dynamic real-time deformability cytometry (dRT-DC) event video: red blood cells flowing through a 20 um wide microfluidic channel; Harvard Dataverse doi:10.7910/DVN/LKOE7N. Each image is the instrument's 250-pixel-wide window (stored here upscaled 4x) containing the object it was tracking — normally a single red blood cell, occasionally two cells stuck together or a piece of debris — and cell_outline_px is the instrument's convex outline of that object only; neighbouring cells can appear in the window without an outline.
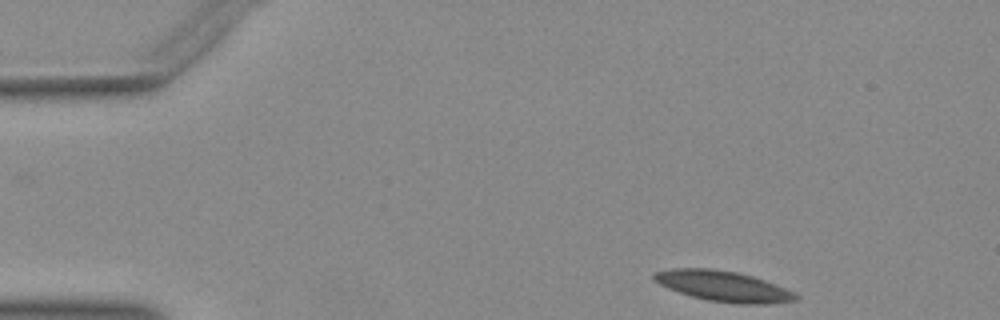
{"species": "Egyptian fruit bat (a non-hibernating species)", "species_latin": "Rousettus aegyptiacus", "temperature_condition": "warm", "stored_images_in_passage": 46, "camera_frame_rate_fps": 3000, "um_per_image_px": 0.085, "animal": {"sex": "female"}, "frame": {"image": 1, "passage_image": 1, "time_ms": 0.0, "image_size_px": [1000, 320], "cell_outline_px": [[800, 296], [796, 300], [768, 304], [740, 304], [708, 300], [692, 296], [668, 288], [652, 280], [652, 276], [656, 272], [672, 268], [712, 268], [736, 272], [752, 276], [764, 280], [796, 292]], "centroid_in_image_um": [61.5, 24.32], "position_along_channel_um": 23.5, "area_um2": 25.14}}
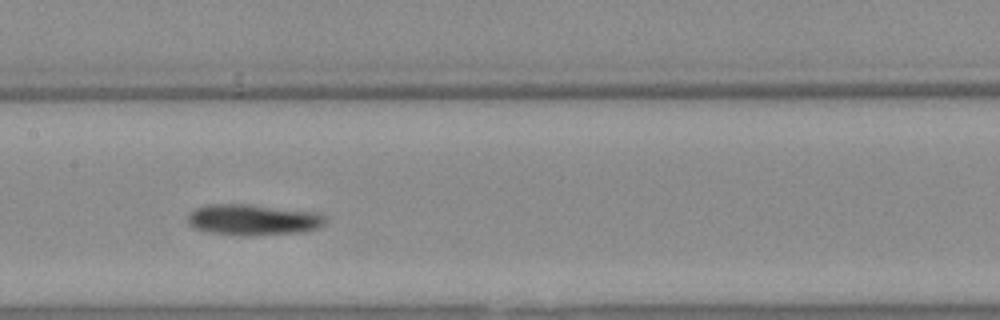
{"frame": {"image": 2, "passage_image": 20, "time_ms": 6.333, "image_size_px": [1000, 320], "cell_outline_px": [[324, 224], [320, 228], [300, 232], [252, 236], [244, 236], [208, 232], [192, 228], [188, 224], [188, 216], [196, 208], [212, 204], [248, 204], [312, 212], [324, 216]], "centroid_in_image_um": [21.47, 18.7], "position_along_channel_um": 185.9, "area_um2": 24.68}}
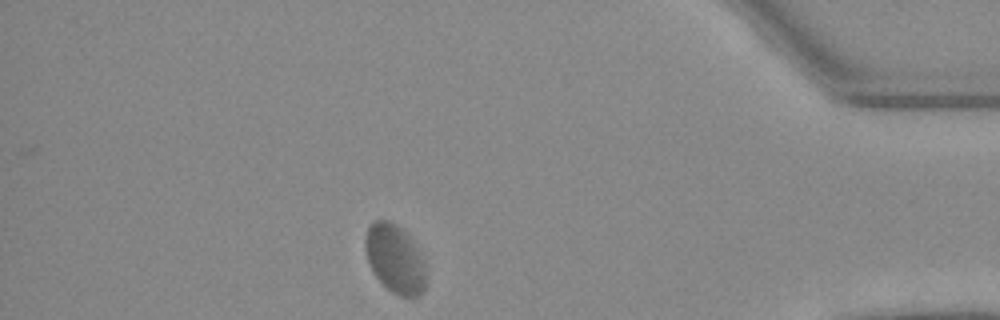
{"frame": {"image": 3, "passage_image": 40, "time_ms": 13.0, "image_size_px": [1000, 320], "cell_outline_px": [[428, 280], [424, 288], [416, 296], [400, 296], [392, 292], [376, 276], [368, 264], [364, 244], [364, 240], [368, 228], [372, 220], [388, 220], [396, 224], [408, 236], [416, 248], [424, 264], [428, 276]], "centroid_in_image_um": [33.56, 22.0], "position_along_channel_um": 401.6, "area_um2": 24.04}}